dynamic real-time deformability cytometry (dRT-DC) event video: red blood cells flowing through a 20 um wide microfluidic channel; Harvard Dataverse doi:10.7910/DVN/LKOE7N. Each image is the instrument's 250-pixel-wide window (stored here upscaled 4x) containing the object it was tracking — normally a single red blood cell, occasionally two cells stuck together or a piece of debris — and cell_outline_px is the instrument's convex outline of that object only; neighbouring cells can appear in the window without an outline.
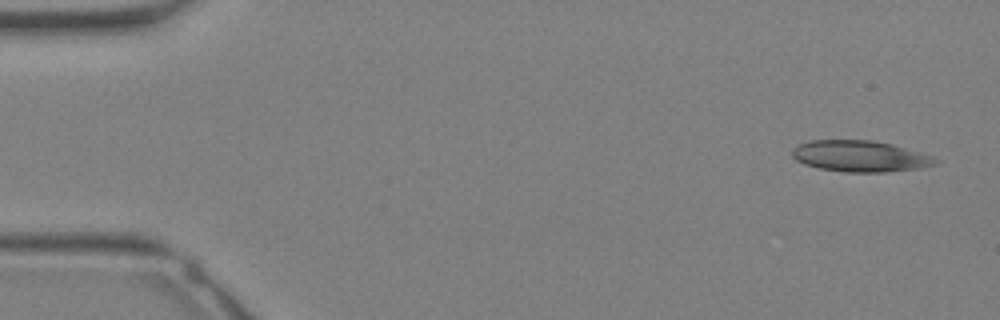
{"species": "Egyptian fruit bat (a non-hibernating species)", "species_latin": "Rousettus aegyptiacus", "temperature_condition": "warm", "stored_images_in_passage": 19, "camera_frame_rate_fps": 3000, "um_per_image_px": 0.085, "animal": {"sex": "female"}, "frame": {"image": 1, "passage_image": 1, "time_ms": 0.0, "image_size_px": [1000, 320], "cell_outline_px": [[940, 160], [936, 164], [916, 168], [884, 172], [844, 172], [820, 168], [804, 164], [796, 160], [792, 156], [792, 148], [796, 144], [808, 140], [872, 140], [892, 144], [920, 152], [932, 156]], "centroid_in_image_um": [73.06, 13.26], "position_along_channel_um": 11.9, "area_um2": 26.07}}
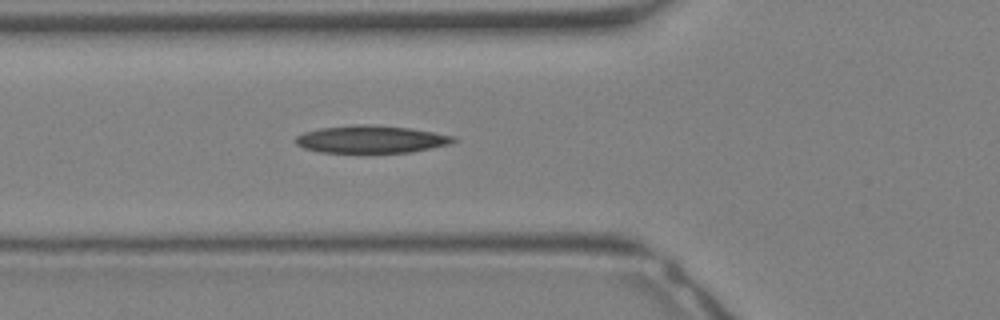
{"frame": {"image": 2, "passage_image": 11, "time_ms": 3.333, "image_size_px": [1000, 320], "cell_outline_px": [[460, 140], [448, 144], [412, 152], [320, 152], [304, 148], [296, 144], [296, 136], [304, 132], [320, 128], [352, 124], [372, 124], [412, 128], [456, 136]], "centroid_in_image_um": [31.57, 11.82], "position_along_channel_um": 94.2, "area_um2": 25.43}}
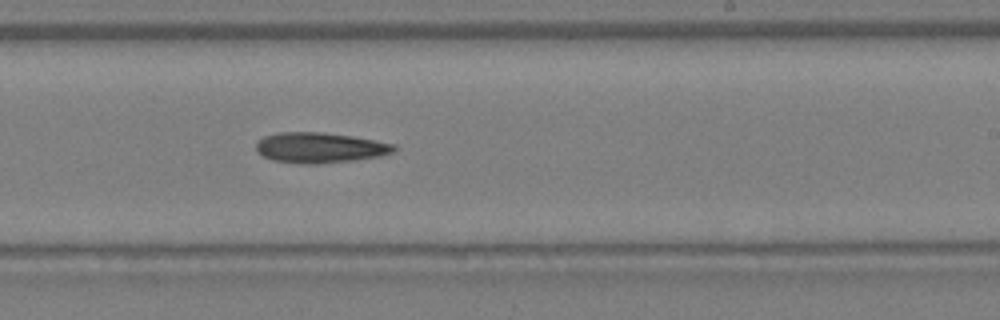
{"frame": {"image": 3, "passage_image": 19, "time_ms": 6.0, "image_size_px": [1000, 320], "cell_outline_px": [[400, 148], [396, 152], [380, 156], [352, 160], [316, 164], [312, 164], [272, 160], [264, 156], [256, 148], [256, 140], [264, 136], [280, 132], [320, 132], [352, 136], [396, 144]], "centroid_in_image_um": [27.24, 12.54], "position_along_channel_um": 261.8, "area_um2": 24.39}}